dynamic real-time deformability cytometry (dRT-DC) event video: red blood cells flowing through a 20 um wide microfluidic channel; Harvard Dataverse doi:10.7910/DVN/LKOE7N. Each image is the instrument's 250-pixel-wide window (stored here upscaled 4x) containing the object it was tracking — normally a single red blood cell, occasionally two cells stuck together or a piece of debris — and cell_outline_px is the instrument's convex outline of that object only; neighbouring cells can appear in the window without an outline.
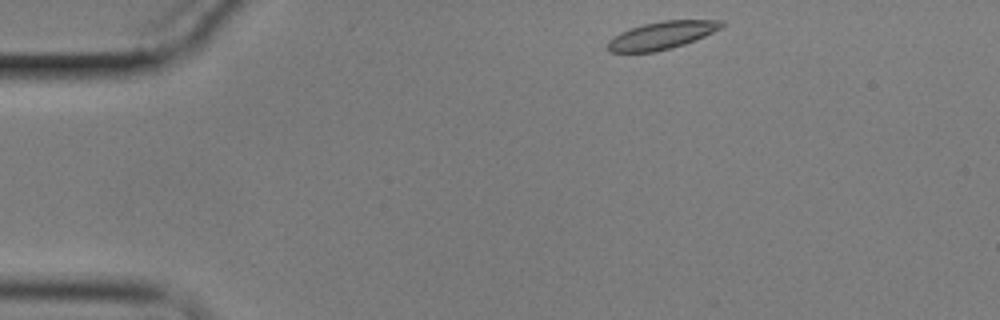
{"species": "common noctule bat (a hibernating species)", "species_latin": "Nyctalus noctula", "temperature_condition": "cold", "stored_images_in_passage": 55, "camera_frame_rate_fps": 3000, "um_per_image_px": 0.085, "animal": {"sex": "male", "body_mass_g": 17.9}, "frame": {"image": 1, "passage_image": 1, "time_ms": 0.0, "image_size_px": [1000, 320], "cell_outline_px": [[724, 24], [720, 28], [704, 36], [684, 44], [672, 48], [656, 52], [608, 52], [608, 40], [620, 32], [644, 24], [664, 20], [724, 20]], "centroid_in_image_um": [56.24, 3.01], "position_along_channel_um": 28.8, "area_um2": 18.21}}
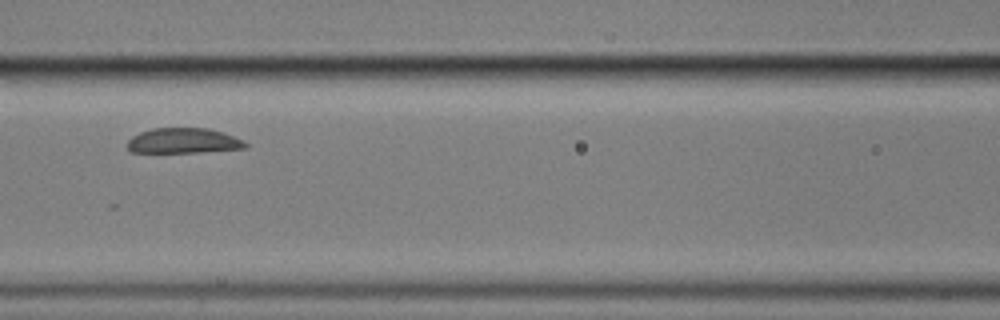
{"frame": {"image": 2, "passage_image": 20, "time_ms": 6.333, "image_size_px": [1000, 320], "cell_outline_px": [[248, 148], [200, 152], [128, 152], [128, 140], [132, 136], [140, 132], [152, 128], [208, 128], [224, 132], [244, 140], [248, 144]], "centroid_in_image_um": [15.62, 11.96], "position_along_channel_um": 151.0, "area_um2": 17.51}}
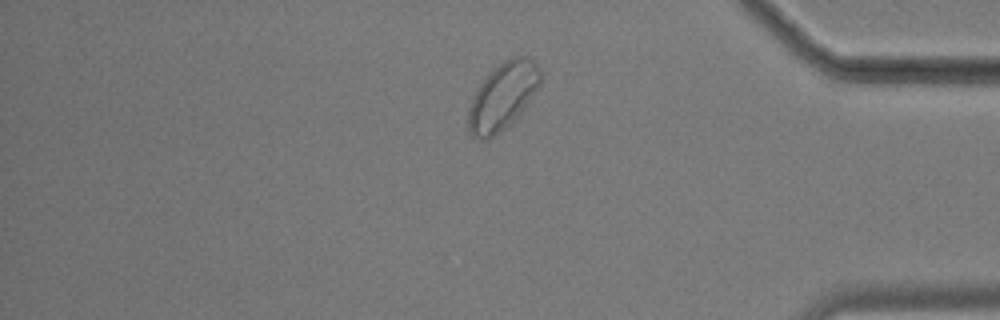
{"frame": {"image": 3, "passage_image": 45, "time_ms": 14.667, "image_size_px": [1000, 320], "cell_outline_px": [[540, 84], [524, 108], [512, 124], [496, 136], [488, 140], [480, 140], [472, 136], [468, 132], [468, 108], [480, 84], [488, 72], [504, 60], [512, 56], [528, 56], [540, 68]], "centroid_in_image_um": [42.72, 8.21], "position_along_channel_um": 392.5, "area_um2": 28.44}}